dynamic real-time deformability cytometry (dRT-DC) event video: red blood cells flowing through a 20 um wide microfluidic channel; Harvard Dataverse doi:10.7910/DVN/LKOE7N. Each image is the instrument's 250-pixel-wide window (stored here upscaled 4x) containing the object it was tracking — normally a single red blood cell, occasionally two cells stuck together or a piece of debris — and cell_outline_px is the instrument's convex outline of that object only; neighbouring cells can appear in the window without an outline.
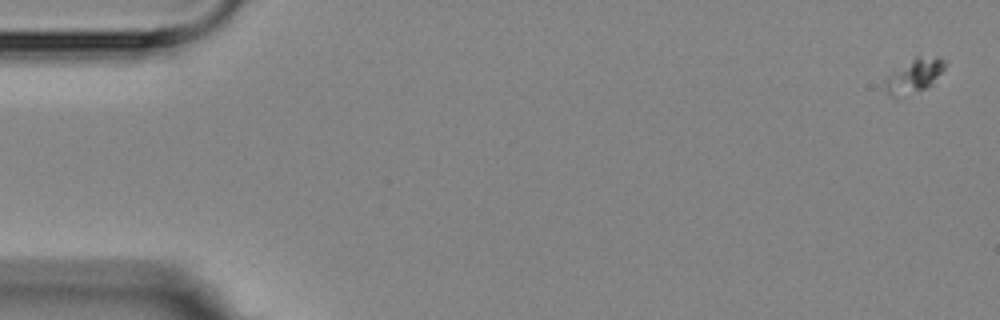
{"species": "Egyptian fruit bat (a non-hibernating species)", "species_latin": "Rousettus aegyptiacus", "temperature_condition": "room temperature", "stored_images_in_passage": 6, "camera_frame_rate_fps": 3000, "um_per_image_px": 0.085, "animal": {"sex": "female"}, "frame": {"image": 1, "passage_image": 1, "time_ms": 0.0, "image_size_px": [1000, 320], "cell_outline_px": [[948, 64], [924, 88], [896, 96], [888, 92], [884, 84], [888, 76], [916, 56], [936, 56], [944, 60]], "centroid_in_image_um": [77.73, 6.36], "position_along_channel_um": 7.3, "area_um2": 10.87}}
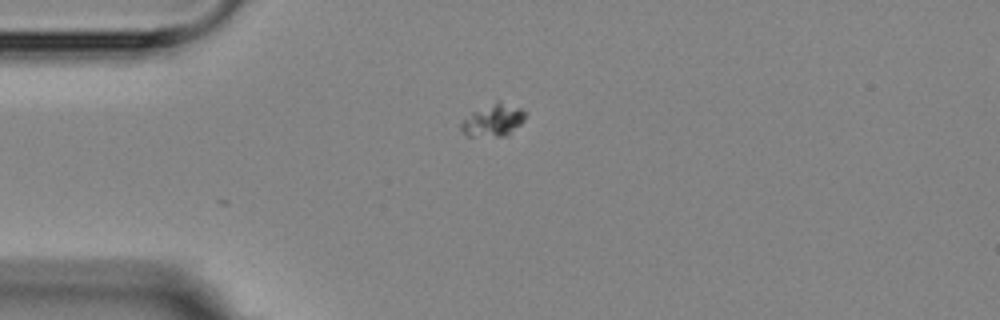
{"frame": {"image": 2, "passage_image": 4, "time_ms": 4.333, "image_size_px": [1000, 320], "cell_outline_px": [[528, 112], [524, 120], [508, 136], [468, 136], [460, 128], [460, 124], [472, 112], [496, 100], [500, 100], [520, 108]], "centroid_in_image_um": [41.97, 10.2], "position_along_channel_um": 43.0, "area_um2": 12.2}}
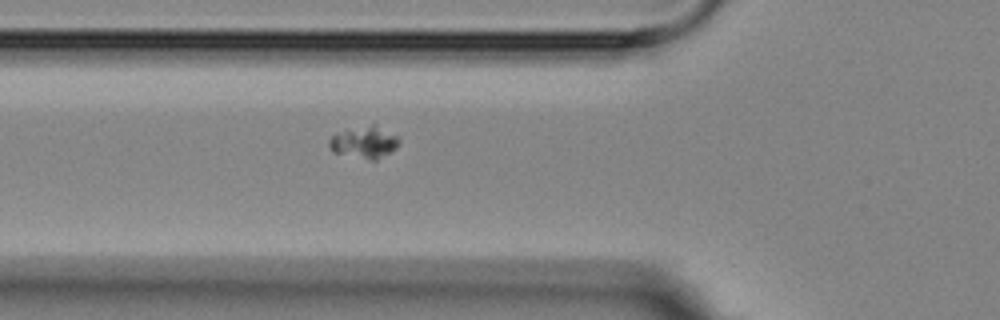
{"frame": {"image": 3, "passage_image": 6, "time_ms": 6.333, "image_size_px": [1000, 320], "cell_outline_px": [[400, 144], [396, 148], [376, 160], [368, 160], [332, 152], [328, 148], [328, 140], [336, 132], [372, 124], [396, 136], [400, 140]], "centroid_in_image_um": [30.91, 12.12], "position_along_channel_um": 94.9, "area_um2": 12.95}}